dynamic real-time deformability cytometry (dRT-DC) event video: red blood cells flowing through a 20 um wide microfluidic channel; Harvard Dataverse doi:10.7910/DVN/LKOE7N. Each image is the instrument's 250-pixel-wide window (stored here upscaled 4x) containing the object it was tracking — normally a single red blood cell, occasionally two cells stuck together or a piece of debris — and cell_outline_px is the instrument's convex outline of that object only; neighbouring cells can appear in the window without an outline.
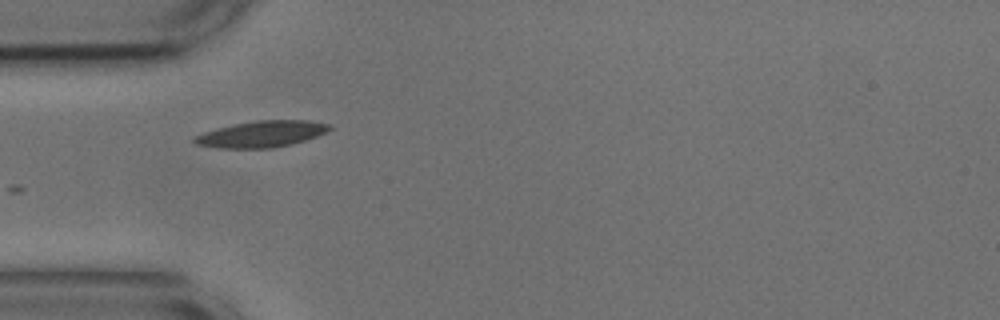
{"species": "common noctule bat (a hibernating species)", "species_latin": "Nyctalus noctula", "temperature_condition": "cold", "stored_images_in_passage": 10, "camera_frame_rate_fps": 3000, "um_per_image_px": 0.085, "animal": {"sex": "male", "body_mass_g": 17.9, "forearm_length_mm": 54.2}, "frame": {"image": 1, "passage_image": 1, "time_ms": 0.0, "image_size_px": [1000, 320], "cell_outline_px": [[332, 128], [328, 132], [292, 144], [272, 148], [220, 148], [196, 144], [192, 140], [192, 136], [216, 128], [232, 124], [256, 120], [308, 120], [332, 124]], "centroid_in_image_um": [22.24, 11.38], "position_along_channel_um": 62.8, "area_um2": 20.92}}